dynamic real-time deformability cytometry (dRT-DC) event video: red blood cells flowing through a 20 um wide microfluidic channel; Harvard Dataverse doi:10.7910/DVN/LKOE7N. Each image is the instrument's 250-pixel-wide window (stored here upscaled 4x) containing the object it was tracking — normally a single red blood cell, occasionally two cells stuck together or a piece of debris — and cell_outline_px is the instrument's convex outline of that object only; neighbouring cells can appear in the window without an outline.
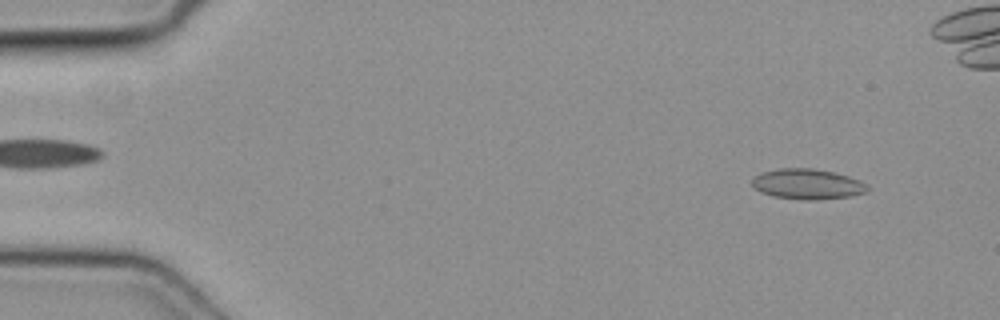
{"species": "common noctule bat (a hibernating species)", "species_latin": "Nyctalus noctula", "temperature_condition": "cold", "stored_images_in_passage": 25, "camera_frame_rate_fps": 3000, "um_per_image_px": 0.085, "animal": {"sex": "female", "body_mass_g": 19.3, "forearm_length_mm": 54.1}, "frame": {"image": 1, "passage_image": 4, "time_ms": 1.0, "image_size_px": [1000, 320], "cell_outline_px": [[868, 192], [848, 196], [812, 200], [800, 200], [772, 196], [760, 192], [752, 184], [752, 180], [760, 172], [780, 168], [812, 168], [832, 172], [848, 176], [860, 180], [868, 184]], "centroid_in_image_um": [68.63, 15.65], "position_along_channel_um": 16.4, "area_um2": 20.4}}
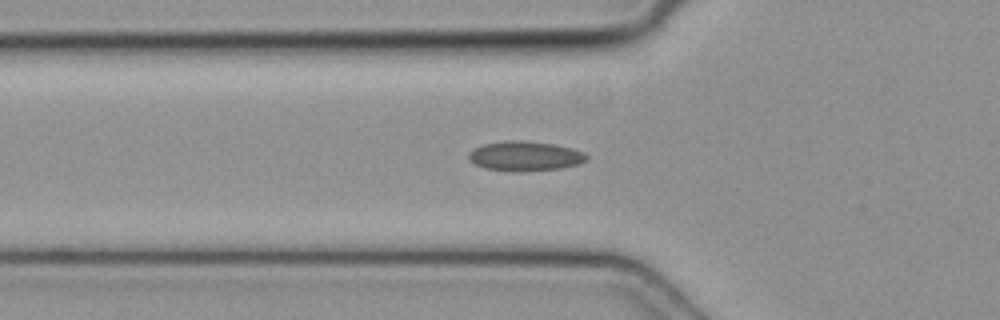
{"frame": {"image": 2, "passage_image": 17, "time_ms": 5.333, "image_size_px": [1000, 320], "cell_outline_px": [[588, 160], [580, 164], [560, 168], [516, 172], [512, 172], [484, 168], [468, 160], [468, 152], [484, 144], [508, 140], [524, 140], [552, 144], [572, 148], [584, 152], [588, 156]], "centroid_in_image_um": [44.63, 13.27], "position_along_channel_um": 81.2, "area_um2": 20.52}}
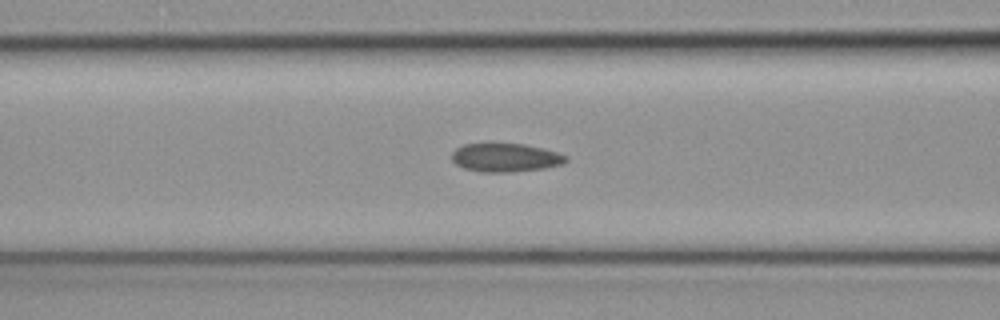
{"frame": {"image": 3, "passage_image": 20, "time_ms": 6.333, "image_size_px": [1000, 320], "cell_outline_px": [[568, 160], [564, 164], [544, 168], [512, 172], [480, 172], [464, 168], [456, 164], [452, 160], [452, 152], [456, 148], [464, 144], [524, 144], [556, 152], [568, 156]], "centroid_in_image_um": [42.97, 13.4], "position_along_channel_um": 123.6, "area_um2": 18.9}}